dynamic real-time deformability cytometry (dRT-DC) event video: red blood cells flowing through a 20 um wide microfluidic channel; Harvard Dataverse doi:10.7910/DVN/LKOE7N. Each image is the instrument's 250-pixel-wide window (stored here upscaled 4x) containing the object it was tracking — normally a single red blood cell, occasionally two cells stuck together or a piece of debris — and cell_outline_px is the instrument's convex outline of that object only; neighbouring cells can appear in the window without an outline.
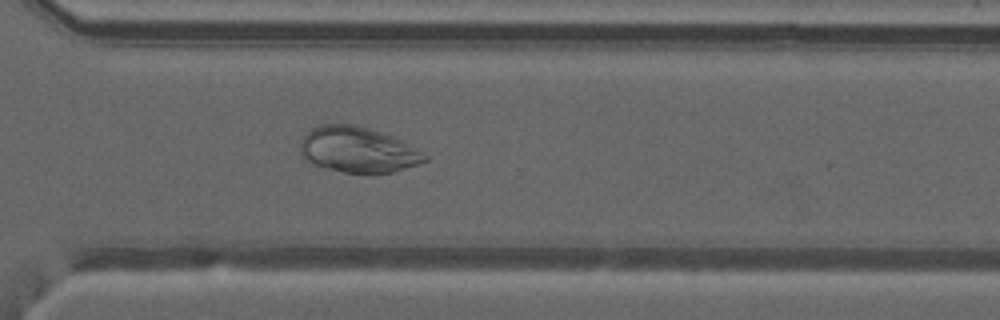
{"species": "common noctule bat (a hibernating species)", "species_latin": "Nyctalus noctula", "temperature_condition": "warm", "stored_images_in_passage": 49, "camera_frame_rate_fps": 3000, "um_per_image_px": 0.085, "animal": {"sex": "male", "forearm_length_mm": 52.5}, "frame": {"image": 1, "passage_image": 36, "time_ms": 11.667, "image_size_px": [1000, 320], "cell_outline_px": [[428, 160], [420, 164], [392, 172], [344, 172], [312, 164], [304, 160], [300, 156], [300, 140], [312, 128], [320, 124], [356, 124], [392, 136], [400, 140], [428, 156]], "centroid_in_image_um": [30.37, 12.72], "position_along_channel_um": 340.2, "area_um2": 32.89}}
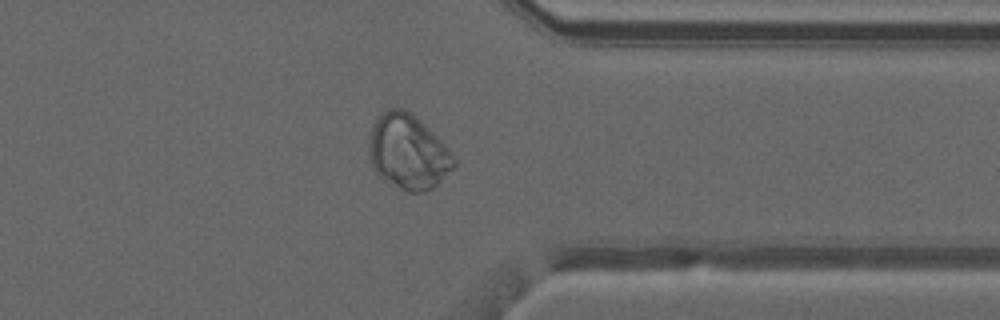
{"frame": {"image": 2, "passage_image": 39, "time_ms": 12.667, "image_size_px": [1000, 320], "cell_outline_px": [[456, 164], [432, 188], [424, 192], [408, 192], [384, 180], [376, 172], [372, 164], [368, 144], [368, 140], [372, 124], [388, 108], [404, 108], [416, 116], [448, 148], [456, 160]], "centroid_in_image_um": [34.67, 12.9], "position_along_channel_um": 376.7, "area_um2": 36.59}}